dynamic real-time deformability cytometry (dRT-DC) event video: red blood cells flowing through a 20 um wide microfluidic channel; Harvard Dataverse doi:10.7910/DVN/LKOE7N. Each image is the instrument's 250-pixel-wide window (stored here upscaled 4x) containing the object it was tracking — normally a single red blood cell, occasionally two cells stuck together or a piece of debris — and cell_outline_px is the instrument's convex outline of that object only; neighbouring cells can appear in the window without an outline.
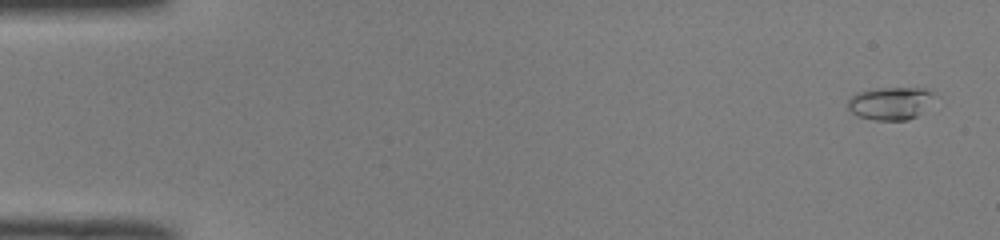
{"species": "common noctule bat (a hibernating species)", "species_latin": "Nyctalus noctula", "temperature_condition": "room temperature", "stored_images_in_passage": 6, "camera_frame_rate_fps": 3000, "um_per_image_px": 0.085, "animal": {"sex": "male", "body_mass_g": 19.0, "forearm_length_mm": 50.8}, "frame": {"image": 1, "passage_image": 1, "time_ms": 0.0, "image_size_px": [1000, 240], "cell_outline_px": [[940, 96], [916, 116], [908, 120], [876, 120], [856, 116], [848, 108], [848, 100], [856, 92], [880, 88], [928, 88], [936, 92]], "centroid_in_image_um": [75.76, 8.76], "position_along_channel_um": 9.2, "area_um2": 16.88}}